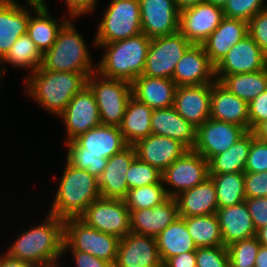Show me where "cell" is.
I'll return each instance as SVG.
<instances>
[{"label":"cell","mask_w":267,"mask_h":267,"mask_svg":"<svg viewBox=\"0 0 267 267\" xmlns=\"http://www.w3.org/2000/svg\"><path fill=\"white\" fill-rule=\"evenodd\" d=\"M174 1H175L177 8L179 10H182L184 8L204 2L205 0H174Z\"/></svg>","instance_id":"6f0895ef"},{"label":"cell","mask_w":267,"mask_h":267,"mask_svg":"<svg viewBox=\"0 0 267 267\" xmlns=\"http://www.w3.org/2000/svg\"><path fill=\"white\" fill-rule=\"evenodd\" d=\"M36 14L31 15L28 23L27 34L35 43L40 52L44 54L55 43L59 30L69 20L63 17L61 22H58L49 12L48 8H32Z\"/></svg>","instance_id":"d6a6232c"},{"label":"cell","mask_w":267,"mask_h":267,"mask_svg":"<svg viewBox=\"0 0 267 267\" xmlns=\"http://www.w3.org/2000/svg\"><path fill=\"white\" fill-rule=\"evenodd\" d=\"M252 131H247L228 150L214 156L208 162L209 174L244 172L251 142Z\"/></svg>","instance_id":"836d02e7"},{"label":"cell","mask_w":267,"mask_h":267,"mask_svg":"<svg viewBox=\"0 0 267 267\" xmlns=\"http://www.w3.org/2000/svg\"><path fill=\"white\" fill-rule=\"evenodd\" d=\"M266 0H228L223 7L224 17L249 21L265 9Z\"/></svg>","instance_id":"b9f144b4"},{"label":"cell","mask_w":267,"mask_h":267,"mask_svg":"<svg viewBox=\"0 0 267 267\" xmlns=\"http://www.w3.org/2000/svg\"><path fill=\"white\" fill-rule=\"evenodd\" d=\"M162 172L138 159L132 161L126 174L128 189L138 188L146 185H153L161 181Z\"/></svg>","instance_id":"60d3db41"},{"label":"cell","mask_w":267,"mask_h":267,"mask_svg":"<svg viewBox=\"0 0 267 267\" xmlns=\"http://www.w3.org/2000/svg\"><path fill=\"white\" fill-rule=\"evenodd\" d=\"M133 146L138 159L156 167L160 172H163L188 150L179 141L157 134H150Z\"/></svg>","instance_id":"ffe728a7"},{"label":"cell","mask_w":267,"mask_h":267,"mask_svg":"<svg viewBox=\"0 0 267 267\" xmlns=\"http://www.w3.org/2000/svg\"><path fill=\"white\" fill-rule=\"evenodd\" d=\"M247 34V21L224 17L217 29L201 45L210 62L216 66L231 47Z\"/></svg>","instance_id":"d4e9b609"},{"label":"cell","mask_w":267,"mask_h":267,"mask_svg":"<svg viewBox=\"0 0 267 267\" xmlns=\"http://www.w3.org/2000/svg\"><path fill=\"white\" fill-rule=\"evenodd\" d=\"M119 240L114 235L89 227L80 218L64 220L63 253L71 248L115 264Z\"/></svg>","instance_id":"ba28073f"},{"label":"cell","mask_w":267,"mask_h":267,"mask_svg":"<svg viewBox=\"0 0 267 267\" xmlns=\"http://www.w3.org/2000/svg\"><path fill=\"white\" fill-rule=\"evenodd\" d=\"M174 198L177 202L178 216L181 218L216 214L219 208L216 188L210 177Z\"/></svg>","instance_id":"484cf974"},{"label":"cell","mask_w":267,"mask_h":267,"mask_svg":"<svg viewBox=\"0 0 267 267\" xmlns=\"http://www.w3.org/2000/svg\"><path fill=\"white\" fill-rule=\"evenodd\" d=\"M249 131L267 119V89L248 103Z\"/></svg>","instance_id":"7dc6e473"},{"label":"cell","mask_w":267,"mask_h":267,"mask_svg":"<svg viewBox=\"0 0 267 267\" xmlns=\"http://www.w3.org/2000/svg\"><path fill=\"white\" fill-rule=\"evenodd\" d=\"M152 134L173 138L188 150L196 144L197 128L180 116L174 107L154 109L151 116Z\"/></svg>","instance_id":"4316f807"},{"label":"cell","mask_w":267,"mask_h":267,"mask_svg":"<svg viewBox=\"0 0 267 267\" xmlns=\"http://www.w3.org/2000/svg\"><path fill=\"white\" fill-rule=\"evenodd\" d=\"M223 18L222 7L204 1L180 10L179 31L192 44L201 45Z\"/></svg>","instance_id":"4fadbf2b"},{"label":"cell","mask_w":267,"mask_h":267,"mask_svg":"<svg viewBox=\"0 0 267 267\" xmlns=\"http://www.w3.org/2000/svg\"><path fill=\"white\" fill-rule=\"evenodd\" d=\"M267 171V142L254 138L251 142L244 172Z\"/></svg>","instance_id":"ee69618b"},{"label":"cell","mask_w":267,"mask_h":267,"mask_svg":"<svg viewBox=\"0 0 267 267\" xmlns=\"http://www.w3.org/2000/svg\"><path fill=\"white\" fill-rule=\"evenodd\" d=\"M229 255L226 246L199 247L196 249L197 267H227Z\"/></svg>","instance_id":"7bdbcfd3"},{"label":"cell","mask_w":267,"mask_h":267,"mask_svg":"<svg viewBox=\"0 0 267 267\" xmlns=\"http://www.w3.org/2000/svg\"><path fill=\"white\" fill-rule=\"evenodd\" d=\"M210 118L233 123L249 131L248 103L218 81L211 84Z\"/></svg>","instance_id":"603a6c76"},{"label":"cell","mask_w":267,"mask_h":267,"mask_svg":"<svg viewBox=\"0 0 267 267\" xmlns=\"http://www.w3.org/2000/svg\"><path fill=\"white\" fill-rule=\"evenodd\" d=\"M136 158L133 145L108 158L107 165L98 177L101 197L124 199L128 192L126 174L132 161Z\"/></svg>","instance_id":"44dd1931"},{"label":"cell","mask_w":267,"mask_h":267,"mask_svg":"<svg viewBox=\"0 0 267 267\" xmlns=\"http://www.w3.org/2000/svg\"><path fill=\"white\" fill-rule=\"evenodd\" d=\"M163 265L165 267H197L196 251L173 256L169 258Z\"/></svg>","instance_id":"816d5d0a"},{"label":"cell","mask_w":267,"mask_h":267,"mask_svg":"<svg viewBox=\"0 0 267 267\" xmlns=\"http://www.w3.org/2000/svg\"><path fill=\"white\" fill-rule=\"evenodd\" d=\"M254 137L262 142H267V119L259 123L252 130Z\"/></svg>","instance_id":"db71d44e"},{"label":"cell","mask_w":267,"mask_h":267,"mask_svg":"<svg viewBox=\"0 0 267 267\" xmlns=\"http://www.w3.org/2000/svg\"><path fill=\"white\" fill-rule=\"evenodd\" d=\"M267 67V56L247 34L215 66V75L251 73Z\"/></svg>","instance_id":"e0dca14e"},{"label":"cell","mask_w":267,"mask_h":267,"mask_svg":"<svg viewBox=\"0 0 267 267\" xmlns=\"http://www.w3.org/2000/svg\"><path fill=\"white\" fill-rule=\"evenodd\" d=\"M152 112L151 107L131 96L121 124L118 126L128 145H134L137 141L152 134Z\"/></svg>","instance_id":"4dcf8cb0"},{"label":"cell","mask_w":267,"mask_h":267,"mask_svg":"<svg viewBox=\"0 0 267 267\" xmlns=\"http://www.w3.org/2000/svg\"><path fill=\"white\" fill-rule=\"evenodd\" d=\"M209 177L216 188L219 208L233 206L245 201L244 172L209 174Z\"/></svg>","instance_id":"8d00e7d4"},{"label":"cell","mask_w":267,"mask_h":267,"mask_svg":"<svg viewBox=\"0 0 267 267\" xmlns=\"http://www.w3.org/2000/svg\"><path fill=\"white\" fill-rule=\"evenodd\" d=\"M245 203L256 231L265 226L267 224V198H246Z\"/></svg>","instance_id":"c3c4849f"},{"label":"cell","mask_w":267,"mask_h":267,"mask_svg":"<svg viewBox=\"0 0 267 267\" xmlns=\"http://www.w3.org/2000/svg\"><path fill=\"white\" fill-rule=\"evenodd\" d=\"M73 253L76 267H115L114 263L96 258L95 256L76 250H70Z\"/></svg>","instance_id":"681fc988"},{"label":"cell","mask_w":267,"mask_h":267,"mask_svg":"<svg viewBox=\"0 0 267 267\" xmlns=\"http://www.w3.org/2000/svg\"><path fill=\"white\" fill-rule=\"evenodd\" d=\"M256 237L260 245L267 247V224L257 230Z\"/></svg>","instance_id":"680465c9"},{"label":"cell","mask_w":267,"mask_h":267,"mask_svg":"<svg viewBox=\"0 0 267 267\" xmlns=\"http://www.w3.org/2000/svg\"><path fill=\"white\" fill-rule=\"evenodd\" d=\"M259 248L256 236L235 241L227 246L229 261L239 267H254Z\"/></svg>","instance_id":"ab89813d"},{"label":"cell","mask_w":267,"mask_h":267,"mask_svg":"<svg viewBox=\"0 0 267 267\" xmlns=\"http://www.w3.org/2000/svg\"><path fill=\"white\" fill-rule=\"evenodd\" d=\"M246 198L267 196V171L254 173L244 172Z\"/></svg>","instance_id":"bcb514c9"},{"label":"cell","mask_w":267,"mask_h":267,"mask_svg":"<svg viewBox=\"0 0 267 267\" xmlns=\"http://www.w3.org/2000/svg\"><path fill=\"white\" fill-rule=\"evenodd\" d=\"M209 177L208 161L198 152L187 150L175 160L161 175L168 197H176L179 193L195 187Z\"/></svg>","instance_id":"7c38bea8"},{"label":"cell","mask_w":267,"mask_h":267,"mask_svg":"<svg viewBox=\"0 0 267 267\" xmlns=\"http://www.w3.org/2000/svg\"><path fill=\"white\" fill-rule=\"evenodd\" d=\"M172 80L177 86L212 84L216 81L215 66L202 45L192 44L177 62Z\"/></svg>","instance_id":"d6986e66"},{"label":"cell","mask_w":267,"mask_h":267,"mask_svg":"<svg viewBox=\"0 0 267 267\" xmlns=\"http://www.w3.org/2000/svg\"><path fill=\"white\" fill-rule=\"evenodd\" d=\"M254 267H267V247L260 245Z\"/></svg>","instance_id":"11a10c76"},{"label":"cell","mask_w":267,"mask_h":267,"mask_svg":"<svg viewBox=\"0 0 267 267\" xmlns=\"http://www.w3.org/2000/svg\"><path fill=\"white\" fill-rule=\"evenodd\" d=\"M0 267H38L35 264L18 260L8 256L6 253L0 254Z\"/></svg>","instance_id":"f5cc1de1"},{"label":"cell","mask_w":267,"mask_h":267,"mask_svg":"<svg viewBox=\"0 0 267 267\" xmlns=\"http://www.w3.org/2000/svg\"><path fill=\"white\" fill-rule=\"evenodd\" d=\"M89 227L122 238L131 231L130 210L123 199L100 197L80 217Z\"/></svg>","instance_id":"8fae6325"},{"label":"cell","mask_w":267,"mask_h":267,"mask_svg":"<svg viewBox=\"0 0 267 267\" xmlns=\"http://www.w3.org/2000/svg\"><path fill=\"white\" fill-rule=\"evenodd\" d=\"M1 67V69H0V80H1V77L3 76V75H5V73L7 72V68H5L4 66H0ZM3 67V68H2Z\"/></svg>","instance_id":"94428289"},{"label":"cell","mask_w":267,"mask_h":267,"mask_svg":"<svg viewBox=\"0 0 267 267\" xmlns=\"http://www.w3.org/2000/svg\"><path fill=\"white\" fill-rule=\"evenodd\" d=\"M151 38L144 33L97 47L106 49L104 56L96 64V71L107 78L133 82L143 74L146 55Z\"/></svg>","instance_id":"5b68a950"},{"label":"cell","mask_w":267,"mask_h":267,"mask_svg":"<svg viewBox=\"0 0 267 267\" xmlns=\"http://www.w3.org/2000/svg\"><path fill=\"white\" fill-rule=\"evenodd\" d=\"M0 2L6 3V4H17L18 2L15 0H0ZM28 7L31 6V8H47L45 0H27Z\"/></svg>","instance_id":"9f6ffc18"},{"label":"cell","mask_w":267,"mask_h":267,"mask_svg":"<svg viewBox=\"0 0 267 267\" xmlns=\"http://www.w3.org/2000/svg\"><path fill=\"white\" fill-rule=\"evenodd\" d=\"M183 218L197 248L224 246L216 214Z\"/></svg>","instance_id":"d590c367"},{"label":"cell","mask_w":267,"mask_h":267,"mask_svg":"<svg viewBox=\"0 0 267 267\" xmlns=\"http://www.w3.org/2000/svg\"><path fill=\"white\" fill-rule=\"evenodd\" d=\"M177 217V202L169 197L153 208L130 210L131 232L156 237Z\"/></svg>","instance_id":"cb8c5ba5"},{"label":"cell","mask_w":267,"mask_h":267,"mask_svg":"<svg viewBox=\"0 0 267 267\" xmlns=\"http://www.w3.org/2000/svg\"><path fill=\"white\" fill-rule=\"evenodd\" d=\"M215 78L228 91L247 103L267 89V67L251 73L215 75Z\"/></svg>","instance_id":"e575fe53"},{"label":"cell","mask_w":267,"mask_h":267,"mask_svg":"<svg viewBox=\"0 0 267 267\" xmlns=\"http://www.w3.org/2000/svg\"><path fill=\"white\" fill-rule=\"evenodd\" d=\"M65 143L68 146L66 161L97 178L104 171L108 158L128 146L118 126L103 124Z\"/></svg>","instance_id":"6da1fadb"},{"label":"cell","mask_w":267,"mask_h":267,"mask_svg":"<svg viewBox=\"0 0 267 267\" xmlns=\"http://www.w3.org/2000/svg\"><path fill=\"white\" fill-rule=\"evenodd\" d=\"M248 34L267 56V7L248 21Z\"/></svg>","instance_id":"f6af8a7d"},{"label":"cell","mask_w":267,"mask_h":267,"mask_svg":"<svg viewBox=\"0 0 267 267\" xmlns=\"http://www.w3.org/2000/svg\"><path fill=\"white\" fill-rule=\"evenodd\" d=\"M246 132L239 125L209 118L197 128L193 150L209 162L214 156L228 150Z\"/></svg>","instance_id":"5bb4252c"},{"label":"cell","mask_w":267,"mask_h":267,"mask_svg":"<svg viewBox=\"0 0 267 267\" xmlns=\"http://www.w3.org/2000/svg\"><path fill=\"white\" fill-rule=\"evenodd\" d=\"M156 237L129 232L119 240L115 267H161Z\"/></svg>","instance_id":"ac0fdd59"},{"label":"cell","mask_w":267,"mask_h":267,"mask_svg":"<svg viewBox=\"0 0 267 267\" xmlns=\"http://www.w3.org/2000/svg\"><path fill=\"white\" fill-rule=\"evenodd\" d=\"M43 54L26 33L21 35L0 60L1 64L9 63L18 68H30L32 74L42 66Z\"/></svg>","instance_id":"74e56055"},{"label":"cell","mask_w":267,"mask_h":267,"mask_svg":"<svg viewBox=\"0 0 267 267\" xmlns=\"http://www.w3.org/2000/svg\"><path fill=\"white\" fill-rule=\"evenodd\" d=\"M64 168L49 214L62 220L80 218L87 207L101 197L98 178L67 161Z\"/></svg>","instance_id":"277c9868"},{"label":"cell","mask_w":267,"mask_h":267,"mask_svg":"<svg viewBox=\"0 0 267 267\" xmlns=\"http://www.w3.org/2000/svg\"><path fill=\"white\" fill-rule=\"evenodd\" d=\"M70 17L76 18L93 12L97 0H65Z\"/></svg>","instance_id":"f907efd6"},{"label":"cell","mask_w":267,"mask_h":267,"mask_svg":"<svg viewBox=\"0 0 267 267\" xmlns=\"http://www.w3.org/2000/svg\"><path fill=\"white\" fill-rule=\"evenodd\" d=\"M211 84L177 86L173 107L194 127L210 118Z\"/></svg>","instance_id":"7402d4cb"},{"label":"cell","mask_w":267,"mask_h":267,"mask_svg":"<svg viewBox=\"0 0 267 267\" xmlns=\"http://www.w3.org/2000/svg\"><path fill=\"white\" fill-rule=\"evenodd\" d=\"M96 32L95 45L115 42L142 33L139 0H111Z\"/></svg>","instance_id":"52a82bcc"},{"label":"cell","mask_w":267,"mask_h":267,"mask_svg":"<svg viewBox=\"0 0 267 267\" xmlns=\"http://www.w3.org/2000/svg\"><path fill=\"white\" fill-rule=\"evenodd\" d=\"M132 96L154 109L173 107L177 85L172 79L138 76L132 83Z\"/></svg>","instance_id":"f1b7e54d"},{"label":"cell","mask_w":267,"mask_h":267,"mask_svg":"<svg viewBox=\"0 0 267 267\" xmlns=\"http://www.w3.org/2000/svg\"><path fill=\"white\" fill-rule=\"evenodd\" d=\"M87 86L96 99L101 124L119 126L132 96L131 82L107 78L96 71L87 78Z\"/></svg>","instance_id":"9c48e42d"},{"label":"cell","mask_w":267,"mask_h":267,"mask_svg":"<svg viewBox=\"0 0 267 267\" xmlns=\"http://www.w3.org/2000/svg\"><path fill=\"white\" fill-rule=\"evenodd\" d=\"M162 180L153 185H146L128 190L123 199L129 210L153 208L162 204L169 197Z\"/></svg>","instance_id":"f35d334b"},{"label":"cell","mask_w":267,"mask_h":267,"mask_svg":"<svg viewBox=\"0 0 267 267\" xmlns=\"http://www.w3.org/2000/svg\"><path fill=\"white\" fill-rule=\"evenodd\" d=\"M227 267H239V266H236L234 263L230 262L228 263V266Z\"/></svg>","instance_id":"6125c7cd"},{"label":"cell","mask_w":267,"mask_h":267,"mask_svg":"<svg viewBox=\"0 0 267 267\" xmlns=\"http://www.w3.org/2000/svg\"><path fill=\"white\" fill-rule=\"evenodd\" d=\"M205 1L223 8L228 0H205Z\"/></svg>","instance_id":"91938a15"},{"label":"cell","mask_w":267,"mask_h":267,"mask_svg":"<svg viewBox=\"0 0 267 267\" xmlns=\"http://www.w3.org/2000/svg\"><path fill=\"white\" fill-rule=\"evenodd\" d=\"M142 33L149 38L179 31V13L174 0H139Z\"/></svg>","instance_id":"2e32d148"},{"label":"cell","mask_w":267,"mask_h":267,"mask_svg":"<svg viewBox=\"0 0 267 267\" xmlns=\"http://www.w3.org/2000/svg\"><path fill=\"white\" fill-rule=\"evenodd\" d=\"M59 117L66 127V141L73 140L101 124L96 99L87 85L73 96Z\"/></svg>","instance_id":"9a60e30c"},{"label":"cell","mask_w":267,"mask_h":267,"mask_svg":"<svg viewBox=\"0 0 267 267\" xmlns=\"http://www.w3.org/2000/svg\"><path fill=\"white\" fill-rule=\"evenodd\" d=\"M191 45L180 31L152 38L142 75L172 79L177 62Z\"/></svg>","instance_id":"30bf717a"},{"label":"cell","mask_w":267,"mask_h":267,"mask_svg":"<svg viewBox=\"0 0 267 267\" xmlns=\"http://www.w3.org/2000/svg\"><path fill=\"white\" fill-rule=\"evenodd\" d=\"M216 215L221 237L226 247L235 241L257 234L245 201L233 206L218 208Z\"/></svg>","instance_id":"83f0119b"},{"label":"cell","mask_w":267,"mask_h":267,"mask_svg":"<svg viewBox=\"0 0 267 267\" xmlns=\"http://www.w3.org/2000/svg\"><path fill=\"white\" fill-rule=\"evenodd\" d=\"M69 19L59 30L55 43L43 54L42 68L58 72H96L84 38ZM79 33V34H78Z\"/></svg>","instance_id":"8992f818"},{"label":"cell","mask_w":267,"mask_h":267,"mask_svg":"<svg viewBox=\"0 0 267 267\" xmlns=\"http://www.w3.org/2000/svg\"><path fill=\"white\" fill-rule=\"evenodd\" d=\"M63 238L64 220L48 213L43 223L23 230L5 253L38 267H59L57 262L63 255Z\"/></svg>","instance_id":"7a4b0ae2"},{"label":"cell","mask_w":267,"mask_h":267,"mask_svg":"<svg viewBox=\"0 0 267 267\" xmlns=\"http://www.w3.org/2000/svg\"><path fill=\"white\" fill-rule=\"evenodd\" d=\"M30 13L27 7L20 4L0 2V60L17 39L27 33Z\"/></svg>","instance_id":"f546056e"},{"label":"cell","mask_w":267,"mask_h":267,"mask_svg":"<svg viewBox=\"0 0 267 267\" xmlns=\"http://www.w3.org/2000/svg\"><path fill=\"white\" fill-rule=\"evenodd\" d=\"M156 242L162 264L173 256L197 249L184 218L179 216L156 236Z\"/></svg>","instance_id":"1f68e13d"},{"label":"cell","mask_w":267,"mask_h":267,"mask_svg":"<svg viewBox=\"0 0 267 267\" xmlns=\"http://www.w3.org/2000/svg\"><path fill=\"white\" fill-rule=\"evenodd\" d=\"M29 76L25 80L27 93L58 117L73 96L87 85L89 77L86 73L49 71L42 67Z\"/></svg>","instance_id":"3957f363"}]
</instances>
